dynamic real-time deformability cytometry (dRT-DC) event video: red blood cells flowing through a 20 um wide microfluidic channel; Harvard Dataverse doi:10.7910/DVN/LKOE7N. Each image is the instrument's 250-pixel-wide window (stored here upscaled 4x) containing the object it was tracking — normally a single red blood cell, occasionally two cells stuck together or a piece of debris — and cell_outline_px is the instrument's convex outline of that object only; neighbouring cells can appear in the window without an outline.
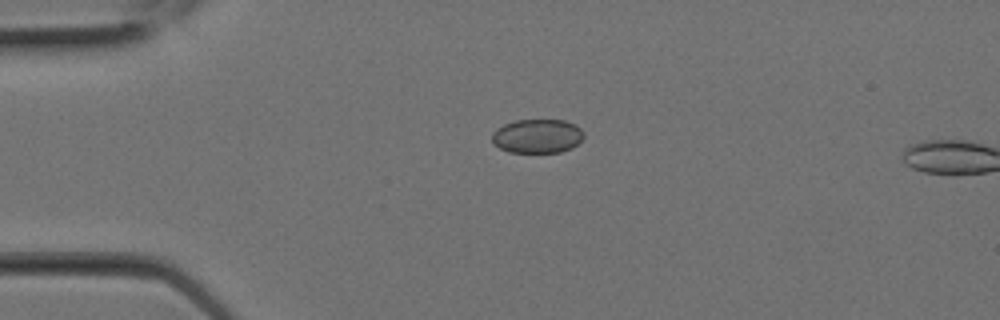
{"species": "Egyptian fruit bat (a non-hibernating species)", "species_latin": "Rousettus aegyptiacus", "temperature_condition": "room temperature", "stored_images_in_passage": 2, "camera_frame_rate_fps": 3000, "um_per_image_px": 0.085, "animal": {"sex": "female"}, "frame": {"image": 1, "passage_image": 1, "time_ms": 0.0, "image_size_px": [1000, 320], "cell_outline_px": [[584, 136], [572, 148], [560, 152], [508, 152], [500, 148], [492, 140], [492, 132], [496, 128], [504, 124], [516, 120], [564, 120], [576, 124], [584, 132]], "centroid_in_image_um": [45.68, 11.56], "position_along_channel_um": 39.3, "area_um2": 18.21}}